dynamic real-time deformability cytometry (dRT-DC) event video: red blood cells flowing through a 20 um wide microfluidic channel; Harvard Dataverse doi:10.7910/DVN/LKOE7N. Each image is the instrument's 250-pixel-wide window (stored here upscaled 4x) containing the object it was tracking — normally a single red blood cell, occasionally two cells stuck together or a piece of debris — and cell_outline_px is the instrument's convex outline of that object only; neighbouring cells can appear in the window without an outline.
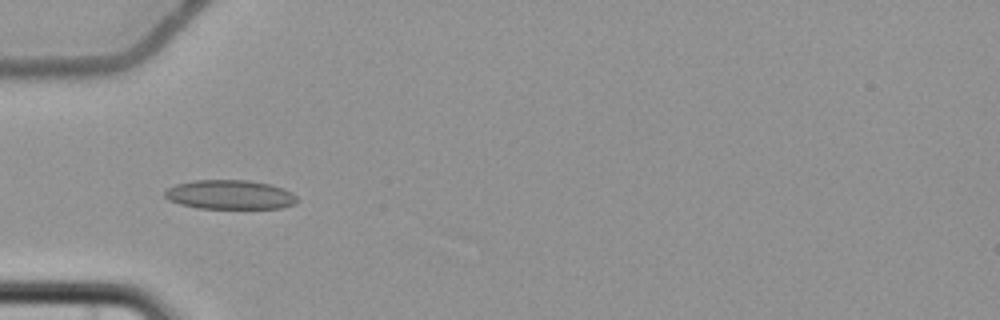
{"species": "common noctule bat (a hibernating species)", "species_latin": "Nyctalus noctula", "temperature_condition": "cold", "stored_images_in_passage": 7, "camera_frame_rate_fps": 3000, "um_per_image_px": 0.085, "animal": {"sex": "female", "body_mass_g": 22.7, "forearm_length_mm": 54.2}, "frame": {"image": 1, "passage_image": 4, "time_ms": 4.667, "image_size_px": [1000, 320], "cell_outline_px": [[300, 200], [296, 204], [280, 208], [200, 208], [180, 204], [168, 200], [164, 196], [164, 192], [168, 188], [176, 184], [196, 180], [248, 180], [268, 184], [284, 188], [292, 192]], "centroid_in_image_um": [19.57, 16.55], "position_along_channel_um": 65.4, "area_um2": 22.6}}
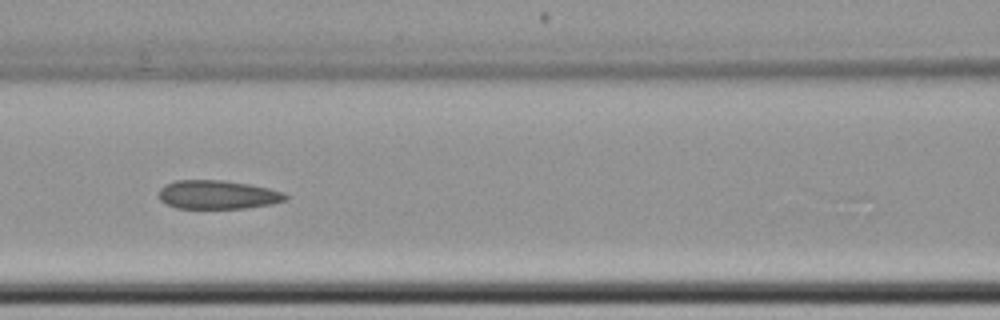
{"frame": {"image": 2, "passage_image": 6, "time_ms": 7.0, "image_size_px": [1000, 320], "cell_outline_px": [[288, 200], [272, 204], [248, 208], [176, 208], [160, 200], [160, 188], [164, 184], [176, 180], [224, 180], [252, 184], [284, 192], [288, 196]], "centroid_in_image_um": [18.54, 16.54], "position_along_channel_um": 148.1, "area_um2": 21.39}}
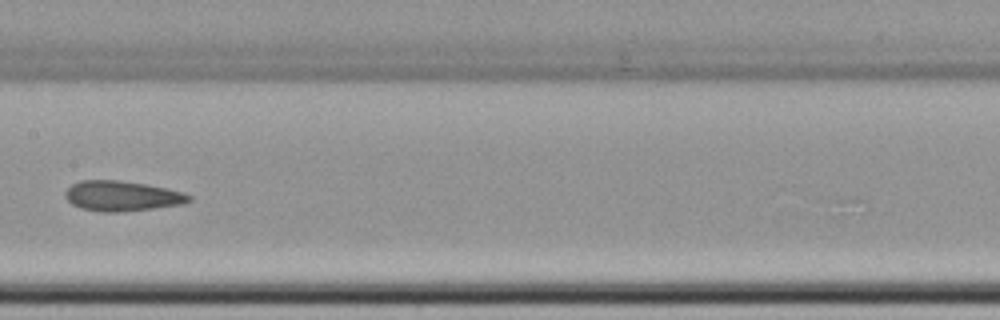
{"frame": {"image": 3, "passage_image": 7, "time_ms": 8.333, "image_size_px": [1000, 320], "cell_outline_px": [[192, 200], [184, 204], [120, 212], [100, 212], [80, 208], [72, 204], [64, 196], [64, 192], [72, 184], [80, 180], [120, 180], [168, 188], [184, 192], [192, 196]], "centroid_in_image_um": [10.37, 16.66], "position_along_channel_um": 197.0, "area_um2": 21.91}}